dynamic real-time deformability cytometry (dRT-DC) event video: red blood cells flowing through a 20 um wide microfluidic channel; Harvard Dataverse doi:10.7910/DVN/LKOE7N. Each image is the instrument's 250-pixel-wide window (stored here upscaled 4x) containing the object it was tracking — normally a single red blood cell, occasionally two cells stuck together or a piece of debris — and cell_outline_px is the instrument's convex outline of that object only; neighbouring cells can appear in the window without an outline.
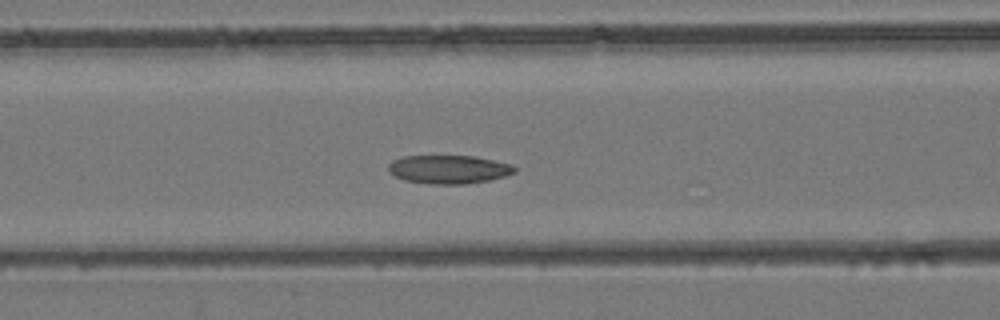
{"species": "common noctule bat (a hibernating species)", "species_latin": "Nyctalus noctula", "temperature_condition": "room temperature", "stored_images_in_passage": 44, "camera_frame_rate_fps": 3000, "um_per_image_px": 0.085, "animal": {"sex": "female", "body_mass_g": 24.6, "forearm_length_mm": 56.2}, "frame": {"image": 1, "passage_image": 17, "time_ms": 5.333, "image_size_px": [1000, 320], "cell_outline_px": [[516, 172], [504, 176], [488, 180], [464, 184], [432, 184], [404, 180], [388, 172], [388, 164], [392, 160], [404, 156], [476, 156], [512, 164], [516, 168]], "centroid_in_image_um": [38.14, 14.39], "position_along_channel_um": 128.5, "area_um2": 20.98}}
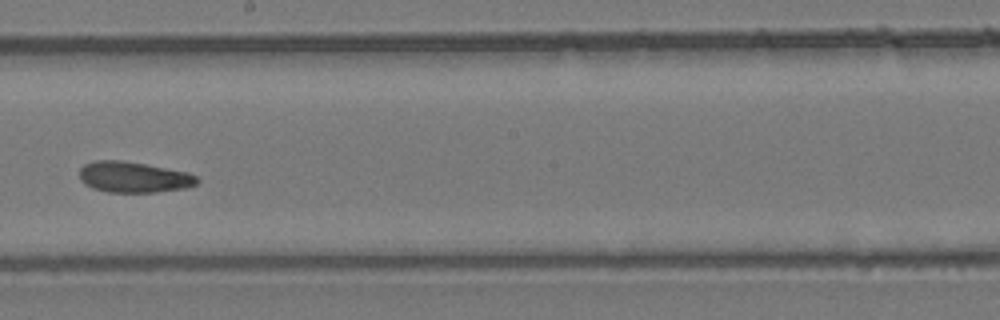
{"frame": {"image": 2, "passage_image": 24, "time_ms": 7.667, "image_size_px": [1000, 320], "cell_outline_px": [[200, 180], [196, 184], [184, 188], [156, 192], [108, 192], [92, 188], [84, 184], [80, 180], [80, 168], [84, 164], [96, 160], [120, 160], [144, 164], [188, 172], [196, 176]], "centroid_in_image_um": [11.34, 15.06], "position_along_channel_um": 236.9, "area_um2": 21.1}}
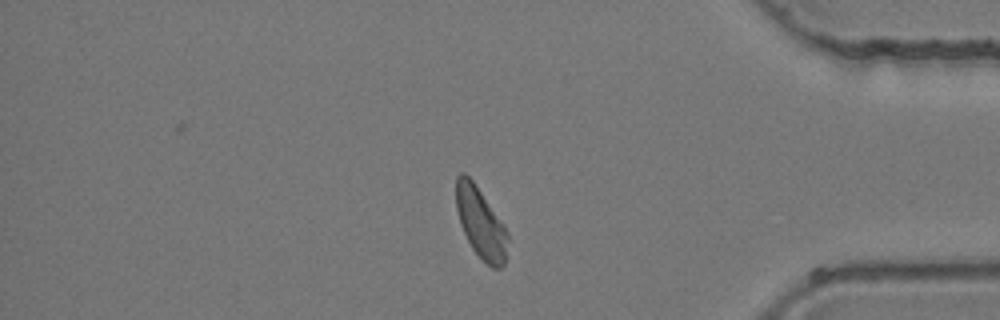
{"frame": {"image": 3, "passage_image": 36, "time_ms": 11.667, "image_size_px": [1000, 320], "cell_outline_px": [[508, 240], [504, 264], [500, 268], [492, 268], [472, 248], [460, 224], [456, 208], [456, 176], [460, 172], [464, 172], [472, 180], [504, 224], [508, 232]], "centroid_in_image_um": [40.86, 18.93], "position_along_channel_um": 394.3, "area_um2": 20.98}}